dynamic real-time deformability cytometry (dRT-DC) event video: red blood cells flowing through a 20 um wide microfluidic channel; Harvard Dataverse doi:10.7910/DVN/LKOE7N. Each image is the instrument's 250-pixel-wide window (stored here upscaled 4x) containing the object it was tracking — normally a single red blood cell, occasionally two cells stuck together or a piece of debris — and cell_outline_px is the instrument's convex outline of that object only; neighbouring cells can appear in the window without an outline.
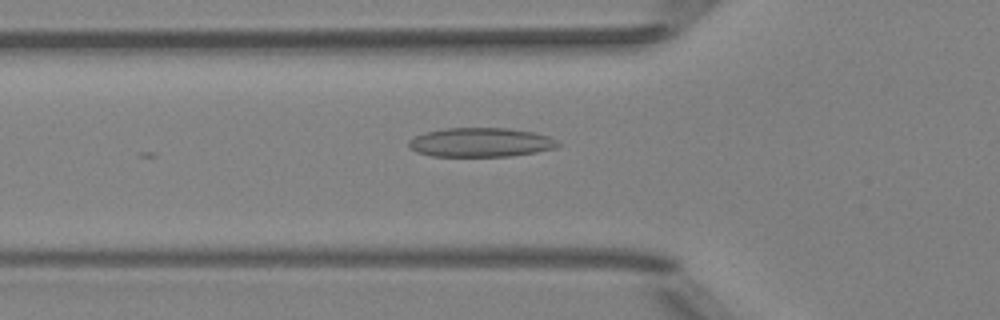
{"species": "Egyptian fruit bat (a non-hibernating species)", "species_latin": "Rousettus aegyptiacus", "temperature_condition": "room temperature", "stored_images_in_passage": 27, "camera_frame_rate_fps": 3000, "um_per_image_px": 0.085, "animal": {"sex": "female"}, "frame": {"image": 1, "passage_image": 17, "time_ms": 5.333, "image_size_px": [1000, 320], "cell_outline_px": [[560, 144], [556, 148], [536, 152], [508, 156], [432, 156], [416, 152], [408, 144], [408, 140], [424, 132], [444, 128], [508, 128], [532, 132], [548, 136], [556, 140]], "centroid_in_image_um": [40.84, 12.1], "position_along_channel_um": 85.0, "area_um2": 25.26}}
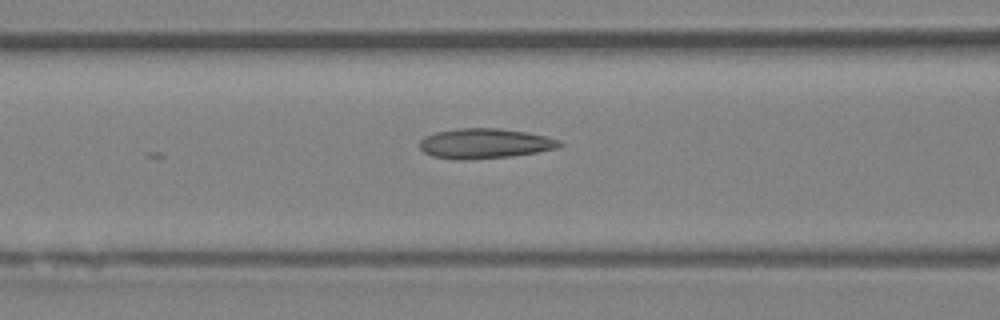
{"frame": {"image": 2, "passage_image": 20, "time_ms": 6.333, "image_size_px": [1000, 320], "cell_outline_px": [[564, 144], [560, 148], [512, 156], [468, 160], [456, 160], [432, 156], [424, 152], [420, 148], [420, 140], [424, 136], [436, 132], [460, 128], [500, 128], [528, 132], [560, 140]], "centroid_in_image_um": [41.22, 12.2], "position_along_channel_um": 125.4, "area_um2": 24.68}}